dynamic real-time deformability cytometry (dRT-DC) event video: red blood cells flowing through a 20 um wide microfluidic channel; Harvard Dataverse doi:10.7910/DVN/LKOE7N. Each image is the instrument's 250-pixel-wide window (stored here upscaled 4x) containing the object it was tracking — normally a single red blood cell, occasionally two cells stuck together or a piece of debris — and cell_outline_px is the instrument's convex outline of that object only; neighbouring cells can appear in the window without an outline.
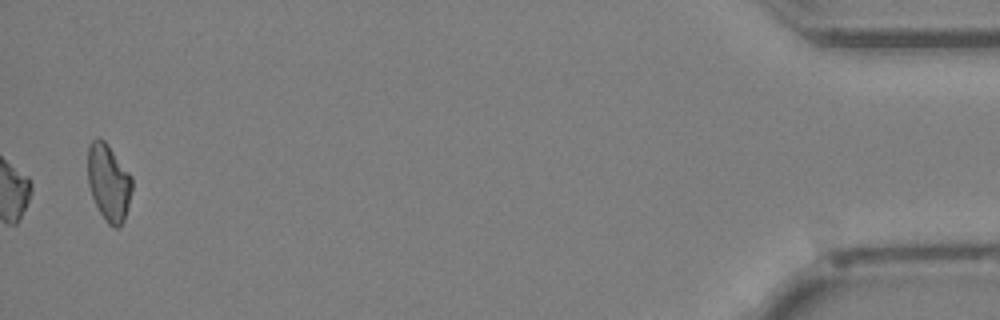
{"species": "Egyptian fruit bat (a non-hibernating species)", "species_latin": "Rousettus aegyptiacus", "temperature_condition": "cold", "stored_images_in_passage": 40, "camera_frame_rate_fps": 3000, "um_per_image_px": 0.085, "animal": {"sex": "female"}, "frame": {"image": 1, "passage_image": 40, "time_ms": 13.0, "image_size_px": [1000, 320], "cell_outline_px": [[132, 188], [124, 220], [120, 228], [116, 228], [108, 224], [100, 212], [92, 196], [88, 184], [88, 144], [96, 136], [104, 140], [108, 144], [132, 176]], "centroid_in_image_um": [9.23, 15.48], "position_along_channel_um": 426.0, "area_um2": 19.88}}